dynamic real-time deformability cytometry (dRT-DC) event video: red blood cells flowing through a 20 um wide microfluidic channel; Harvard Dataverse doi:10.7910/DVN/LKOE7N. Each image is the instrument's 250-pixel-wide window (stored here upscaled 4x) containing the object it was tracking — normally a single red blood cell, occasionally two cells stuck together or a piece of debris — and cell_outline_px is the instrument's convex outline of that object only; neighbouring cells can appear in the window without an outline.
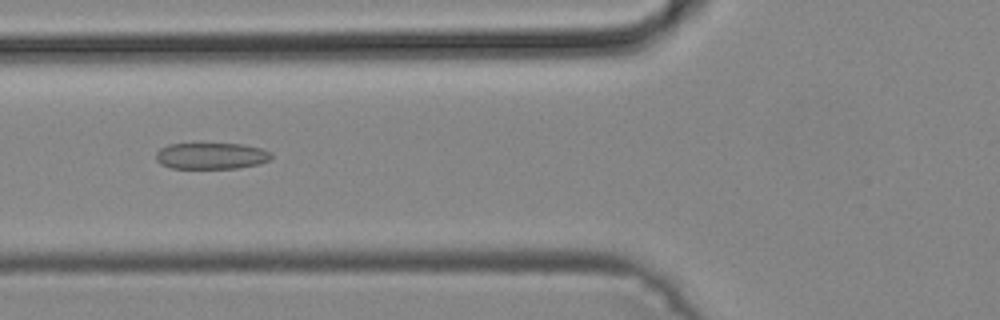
{"species": "common noctule bat (a hibernating species)", "species_latin": "Nyctalus noctula", "temperature_condition": "cold", "stored_images_in_passage": 49, "camera_frame_rate_fps": 3000, "um_per_image_px": 0.085, "animal": {"sex": "male", "body_mass_g": 19.2, "forearm_length_mm": 51.8}, "frame": {"image": 1, "passage_image": 19, "time_ms": 6.0, "image_size_px": [1000, 320], "cell_outline_px": [[272, 160], [260, 164], [236, 168], [172, 168], [160, 164], [156, 160], [156, 152], [160, 148], [168, 144], [244, 144], [260, 148], [272, 152]], "centroid_in_image_um": [17.98, 13.25], "position_along_channel_um": 107.8, "area_um2": 17.86}}
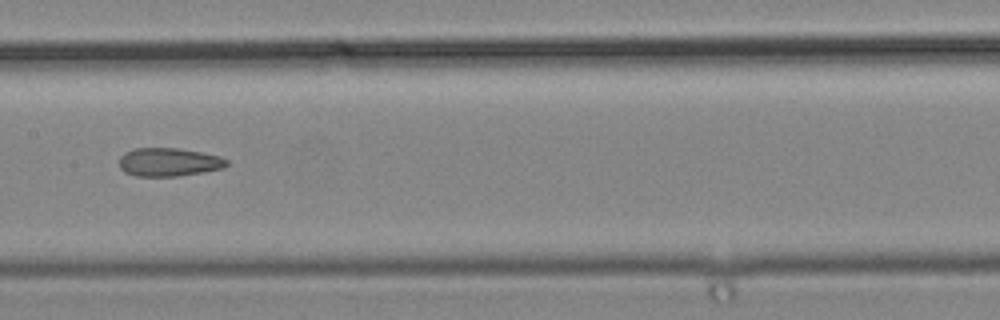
{"frame": {"image": 2, "passage_image": 25, "time_ms": 8.0, "image_size_px": [1000, 320], "cell_outline_px": [[228, 164], [224, 168], [204, 172], [176, 176], [136, 176], [124, 172], [120, 168], [120, 156], [124, 152], [132, 148], [176, 148], [200, 152], [220, 156], [228, 160]], "centroid_in_image_um": [14.34, 13.78], "position_along_channel_um": 193.1, "area_um2": 17.86}}
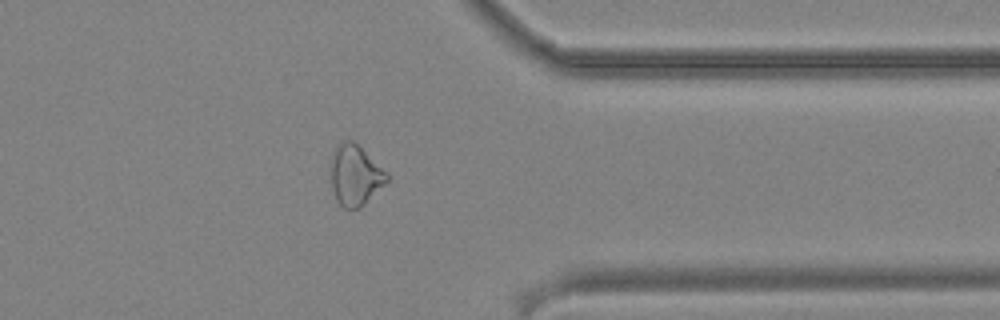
{"frame": {"image": 3, "passage_image": 39, "time_ms": 12.667, "image_size_px": [1000, 320], "cell_outline_px": [[392, 176], [360, 208], [344, 208], [336, 200], [332, 188], [328, 164], [332, 152], [344, 140], [352, 140], [388, 172]], "centroid_in_image_um": [30.16, 14.88], "position_along_channel_um": 381.2, "area_um2": 20.0}}